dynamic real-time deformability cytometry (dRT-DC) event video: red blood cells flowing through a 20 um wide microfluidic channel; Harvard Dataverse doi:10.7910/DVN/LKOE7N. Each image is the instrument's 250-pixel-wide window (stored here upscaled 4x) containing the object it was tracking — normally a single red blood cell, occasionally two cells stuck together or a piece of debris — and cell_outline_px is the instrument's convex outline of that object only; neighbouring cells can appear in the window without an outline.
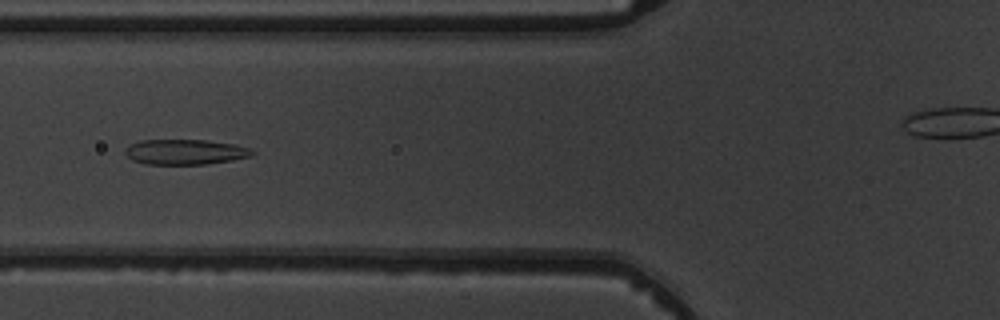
{"species": "common noctule bat (a hibernating species)", "species_latin": "Nyctalus noctula", "temperature_condition": "warm", "stored_images_in_passage": 6, "camera_frame_rate_fps": 3000, "um_per_image_px": 0.085, "animal": {"sex": "male", "body_mass_g": 19.5, "forearm_length_mm": 54.6}, "frame": {"image": 1, "passage_image": 6, "time_ms": 5.667, "image_size_px": [1000, 320], "cell_outline_px": [[256, 152], [252, 156], [232, 160], [204, 164], [144, 164], [132, 160], [124, 152], [132, 144], [140, 140], [208, 140], [236, 144], [248, 148]], "centroid_in_image_um": [15.77, 12.91], "position_along_channel_um": 110.0, "area_um2": 18.61}}